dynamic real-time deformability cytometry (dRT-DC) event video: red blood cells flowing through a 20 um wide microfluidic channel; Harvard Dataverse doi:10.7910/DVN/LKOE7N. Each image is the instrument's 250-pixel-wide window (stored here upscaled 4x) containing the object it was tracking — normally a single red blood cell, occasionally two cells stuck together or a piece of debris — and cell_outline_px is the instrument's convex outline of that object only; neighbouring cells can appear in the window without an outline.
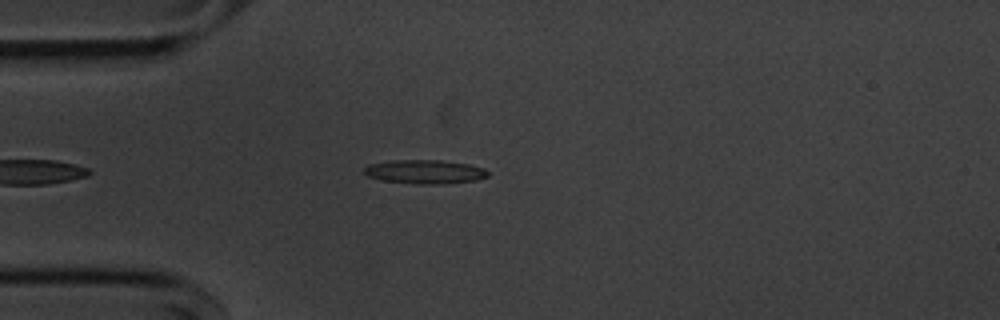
{"species": "common noctule bat (a hibernating species)", "species_latin": "Nyctalus noctula", "temperature_condition": "cold", "stored_images_in_passage": 11, "camera_frame_rate_fps": 3000, "um_per_image_px": 0.085, "animal": {"sex": "male", "body_mass_g": 20.1, "forearm_length_mm": 53.5}, "frame": {"image": 1, "passage_image": 2, "time_ms": 0.333, "image_size_px": [1000, 320], "cell_outline_px": [[488, 176], [476, 180], [444, 184], [416, 184], [384, 180], [368, 176], [364, 172], [364, 168], [368, 164], [392, 160], [440, 160], [468, 164], [484, 168], [488, 172]], "centroid_in_image_um": [36.12, 14.6], "position_along_channel_um": 48.9, "area_um2": 17.17}}
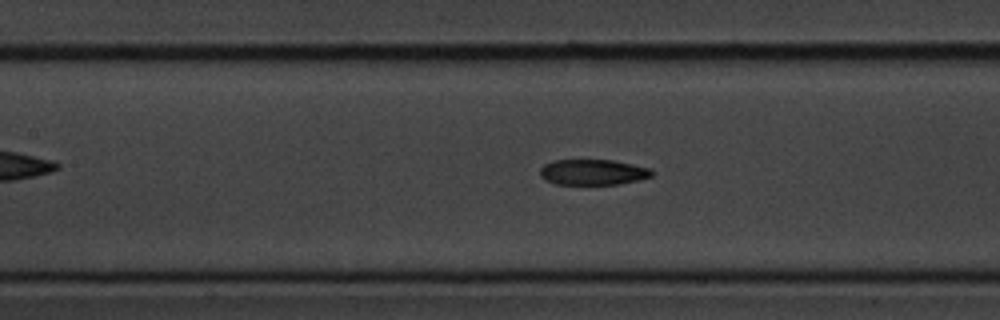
{"frame": {"image": 2, "passage_image": 8, "time_ms": 2.333, "image_size_px": [1000, 320], "cell_outline_px": [[652, 176], [640, 180], [620, 184], [556, 184], [544, 180], [540, 176], [540, 168], [544, 164], [552, 160], [612, 160], [652, 168]], "centroid_in_image_um": [50.39, 14.63], "position_along_channel_um": 157.0, "area_um2": 16.82}}